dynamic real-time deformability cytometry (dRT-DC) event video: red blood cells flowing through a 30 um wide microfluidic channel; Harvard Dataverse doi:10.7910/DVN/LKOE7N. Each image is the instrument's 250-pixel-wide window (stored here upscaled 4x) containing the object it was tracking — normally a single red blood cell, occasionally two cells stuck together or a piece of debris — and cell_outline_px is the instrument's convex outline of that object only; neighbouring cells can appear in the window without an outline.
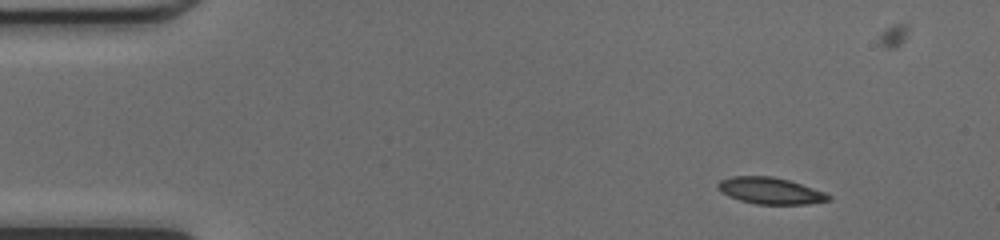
{"species": "common noctule bat (a hibernating species)", "species_latin": "Nyctalus noctula", "temperature_condition": "cold", "stored_images_in_passage": 45, "camera_frame_rate_fps": 3000, "um_per_image_px": 0.085, "animal": {"sex": "female", "body_mass_g": 17.0, "forearm_length_mm": 48.0}, "frame": {"image": 1, "passage_image": 1, "time_ms": 0.0, "image_size_px": [1000, 240], "cell_outline_px": [[832, 200], [808, 204], [756, 204], [740, 200], [728, 196], [720, 192], [716, 188], [716, 184], [720, 180], [732, 176], [772, 176], [788, 180], [824, 192], [832, 196]], "centroid_in_image_um": [65.44, 16.21], "position_along_channel_um": 19.6, "area_um2": 17.17}}
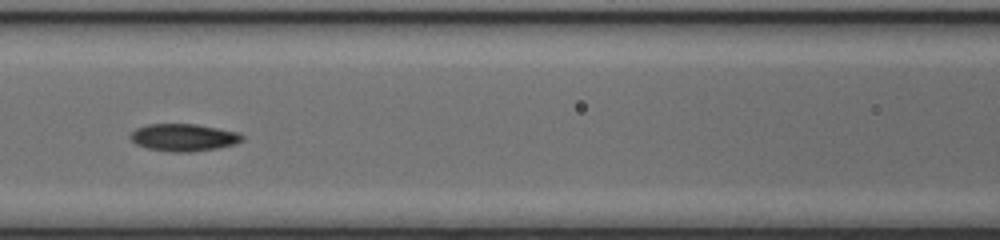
{"frame": {"image": 2, "passage_image": 17, "time_ms": 5.333, "image_size_px": [1000, 240], "cell_outline_px": [[244, 140], [236, 144], [216, 148], [188, 152], [172, 152], [148, 148], [136, 144], [128, 136], [136, 128], [148, 124], [196, 124], [240, 132], [244, 136]], "centroid_in_image_um": [15.63, 11.68], "position_along_channel_um": 151.0, "area_um2": 17.86}}
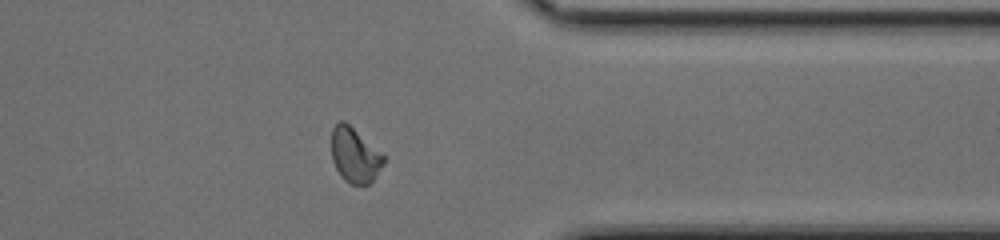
{"frame": {"image": 3, "passage_image": 34, "time_ms": 11.0, "image_size_px": [1000, 240], "cell_outline_px": [[384, 164], [376, 176], [368, 184], [348, 184], [340, 176], [332, 160], [332, 128], [340, 120], [344, 120], [384, 156]], "centroid_in_image_um": [30.13, 13.21], "position_along_channel_um": 381.3, "area_um2": 16.42}, "authors_computed_cell_mechanics": {"area_um2": 17.2244, "velocity_mm_per_s": 4.2432, "shape_relaxation_time_tau1_ms": 4.8138, "shape_relaxation_time_tau2_ms": 8.096, "deformation_change_tau1": 0.1394, "deformation_change_tau2": 0.1214}}